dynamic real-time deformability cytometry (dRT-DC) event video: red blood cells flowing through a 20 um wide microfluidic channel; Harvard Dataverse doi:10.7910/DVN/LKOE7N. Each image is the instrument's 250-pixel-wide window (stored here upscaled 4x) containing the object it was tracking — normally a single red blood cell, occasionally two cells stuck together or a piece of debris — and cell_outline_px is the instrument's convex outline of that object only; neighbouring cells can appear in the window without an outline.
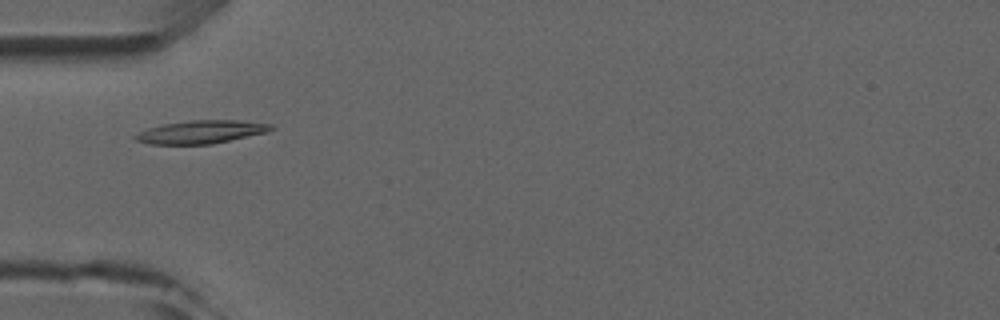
{"species": "common noctule bat (a hibernating species)", "species_latin": "Nyctalus noctula", "temperature_condition": "room temperature", "stored_images_in_passage": 1, "camera_frame_rate_fps": 3000, "um_per_image_px": 0.085, "animal": {"sex": "male", "forearm_length_mm": 52.5}, "frame": {"image": 1, "passage_image": 1, "time_ms": 0.0, "image_size_px": [1000, 320], "cell_outline_px": [[276, 128], [268, 132], [212, 144], [148, 144], [136, 140], [132, 136], [148, 128], [164, 124], [188, 120], [236, 120], [272, 124]], "centroid_in_image_um": [17.12, 11.21], "position_along_channel_um": 67.9, "area_um2": 18.26}}